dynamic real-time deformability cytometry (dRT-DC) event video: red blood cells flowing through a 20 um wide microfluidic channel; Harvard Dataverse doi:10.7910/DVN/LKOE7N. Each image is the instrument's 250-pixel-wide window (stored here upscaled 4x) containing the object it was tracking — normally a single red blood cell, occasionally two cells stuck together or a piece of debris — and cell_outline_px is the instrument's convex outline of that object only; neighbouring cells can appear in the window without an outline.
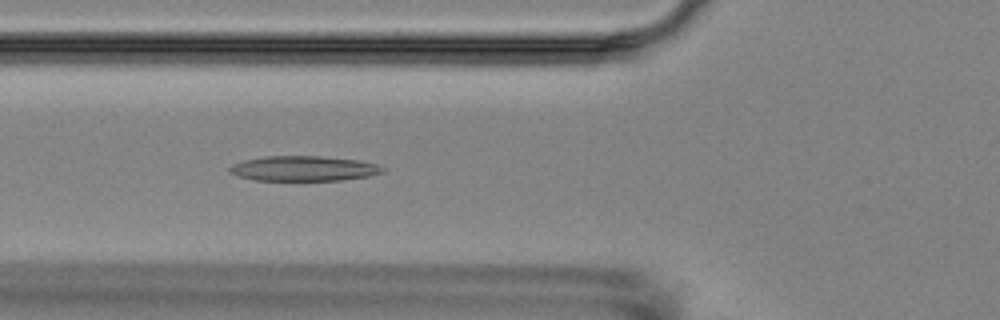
{"species": "Egyptian fruit bat (a non-hibernating species)", "species_latin": "Rousettus aegyptiacus", "temperature_condition": "room temperature", "stored_images_in_passage": 4, "camera_frame_rate_fps": 3000, "um_per_image_px": 0.085, "animal": {"sex": "female"}, "frame": {"image": 1, "passage_image": 4, "time_ms": 4.333, "image_size_px": [1000, 320], "cell_outline_px": [[384, 172], [368, 176], [344, 180], [256, 180], [236, 176], [228, 172], [228, 168], [232, 164], [244, 160], [264, 156], [320, 156], [356, 160], [376, 164], [384, 168]], "centroid_in_image_um": [25.76, 14.32], "position_along_channel_um": 100.0, "area_um2": 22.31}}